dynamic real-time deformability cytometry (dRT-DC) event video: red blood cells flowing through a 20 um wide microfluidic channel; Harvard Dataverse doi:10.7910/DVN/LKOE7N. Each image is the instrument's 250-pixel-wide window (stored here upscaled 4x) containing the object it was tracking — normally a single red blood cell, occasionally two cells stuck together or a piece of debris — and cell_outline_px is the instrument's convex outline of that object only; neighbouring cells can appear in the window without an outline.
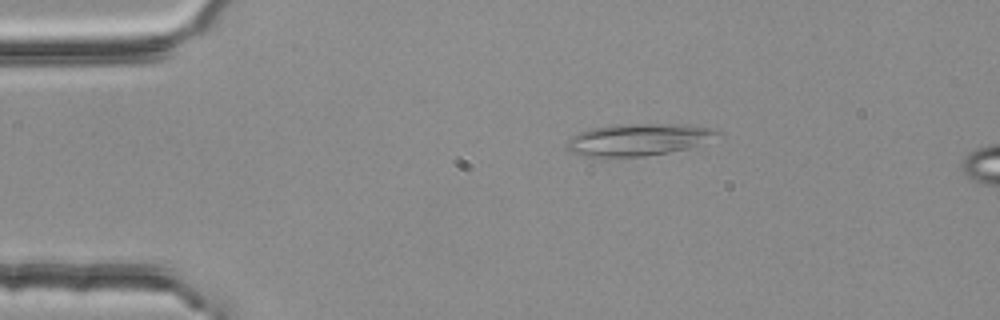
{"species": "common noctule bat (a hibernating species)", "species_latin": "Nyctalus noctula", "temperature_condition": "room temperature", "stored_images_in_passage": 5, "camera_frame_rate_fps": 3000, "um_per_image_px": 0.085, "animal": {"sex": "female", "body_mass_g": 25.1}, "frame": {"image": 1, "passage_image": 3, "time_ms": 0.667, "image_size_px": [1000, 320], "cell_outline_px": [[720, 132], [692, 148], [644, 156], [580, 156], [572, 152], [568, 148], [568, 140], [572, 136], [580, 132], [592, 128], [616, 124], [684, 124], [712, 128]], "centroid_in_image_um": [54.23, 11.86], "position_along_channel_um": 30.8, "area_um2": 27.63}}